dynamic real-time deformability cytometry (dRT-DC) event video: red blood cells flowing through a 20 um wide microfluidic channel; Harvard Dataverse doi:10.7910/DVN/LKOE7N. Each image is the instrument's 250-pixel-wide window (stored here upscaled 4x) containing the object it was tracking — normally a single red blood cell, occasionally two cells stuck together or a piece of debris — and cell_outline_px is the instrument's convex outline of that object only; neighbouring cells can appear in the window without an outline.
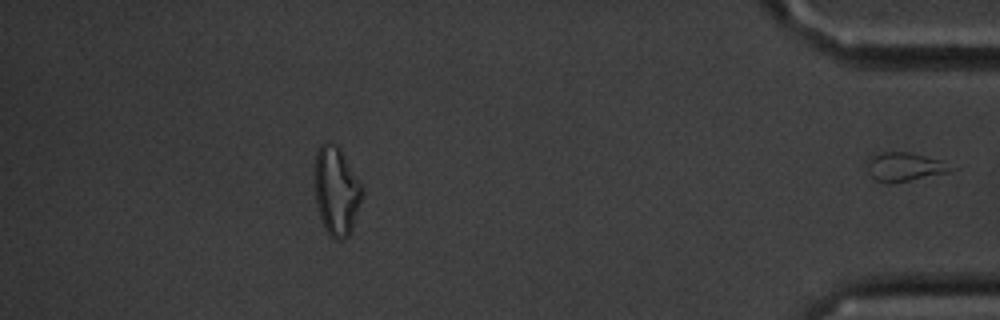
{"species": "common noctule bat (a hibernating species)", "species_latin": "Nyctalus noctula", "temperature_condition": "cold", "stored_images_in_passage": 45, "segment_of_instrument_passage": [2, 2], "camera_frame_rate_fps": 3000, "um_per_image_px": 0.085, "animal": {"sex": "male", "body_mass_g": 20.1, "forearm_length_mm": 53.5}, "frame": {"image": 1, "passage_image": 45, "time_ms": 14.667, "image_size_px": [1000, 320], "cell_outline_px": [[960, 168], [948, 172], [892, 184], [888, 184], [876, 180], [868, 172], [864, 160], [872, 156], [884, 152], [908, 152], [940, 160]], "centroid_in_image_um": [76.88, 14.19], "position_along_channel_um": 358.3, "area_um2": 14.22}}